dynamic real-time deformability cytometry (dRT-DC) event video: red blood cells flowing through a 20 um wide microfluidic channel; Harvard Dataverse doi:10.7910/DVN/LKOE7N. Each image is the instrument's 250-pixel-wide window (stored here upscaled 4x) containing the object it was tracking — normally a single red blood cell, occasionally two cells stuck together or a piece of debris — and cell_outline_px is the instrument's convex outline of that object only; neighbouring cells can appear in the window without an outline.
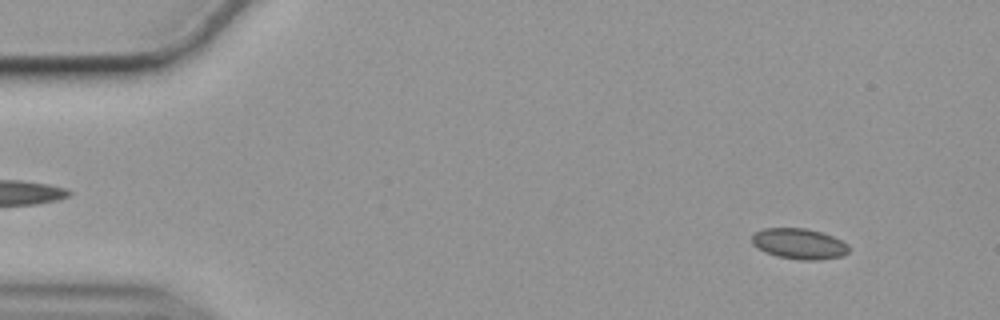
{"species": "common noctule bat (a hibernating species)", "species_latin": "Nyctalus noctula", "temperature_condition": "cold", "stored_images_in_passage": 26, "camera_frame_rate_fps": 3000, "um_per_image_px": 0.085, "animal": {"sex": "female", "body_mass_g": 19.9}, "frame": {"image": 1, "passage_image": 5, "time_ms": 1.333, "image_size_px": [1000, 320], "cell_outline_px": [[848, 252], [840, 256], [820, 260], [800, 260], [776, 256], [764, 252], [756, 248], [752, 244], [752, 236], [756, 232], [764, 228], [804, 228], [820, 232], [832, 236], [848, 244]], "centroid_in_image_um": [67.89, 20.73], "position_along_channel_um": 17.1, "area_um2": 17.28}}
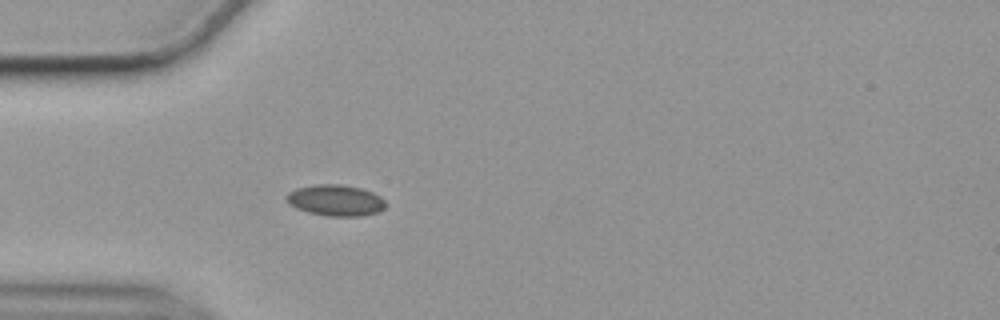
{"frame": {"image": 2, "passage_image": 16, "time_ms": 5.0, "image_size_px": [1000, 320], "cell_outline_px": [[388, 204], [384, 208], [376, 212], [360, 216], [328, 216], [308, 212], [296, 208], [288, 204], [284, 196], [288, 192], [296, 188], [316, 184], [340, 184], [360, 188], [372, 192], [380, 196]], "centroid_in_image_um": [28.49, 17.02], "position_along_channel_um": 56.5, "area_um2": 18.09}}
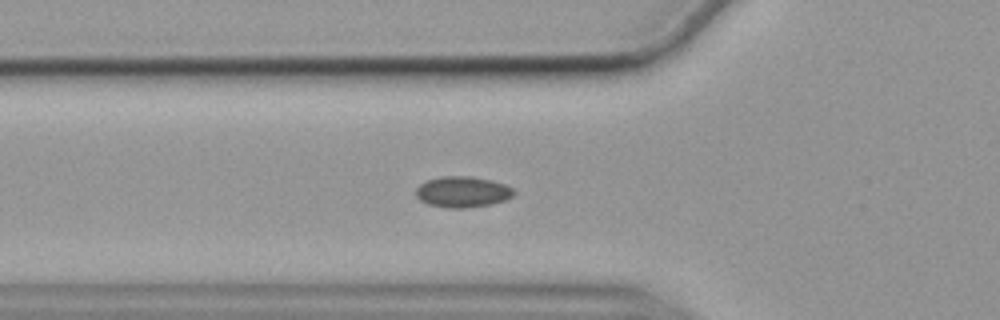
{"frame": {"image": 3, "passage_image": 19, "time_ms": 6.0, "image_size_px": [1000, 320], "cell_outline_px": [[516, 192], [512, 196], [504, 200], [492, 204], [464, 208], [448, 208], [428, 204], [420, 200], [416, 196], [416, 188], [424, 180], [440, 176], [472, 176], [492, 180], [504, 184], [512, 188]], "centroid_in_image_um": [39.29, 16.3], "position_along_channel_um": 86.5, "area_um2": 17.8}}